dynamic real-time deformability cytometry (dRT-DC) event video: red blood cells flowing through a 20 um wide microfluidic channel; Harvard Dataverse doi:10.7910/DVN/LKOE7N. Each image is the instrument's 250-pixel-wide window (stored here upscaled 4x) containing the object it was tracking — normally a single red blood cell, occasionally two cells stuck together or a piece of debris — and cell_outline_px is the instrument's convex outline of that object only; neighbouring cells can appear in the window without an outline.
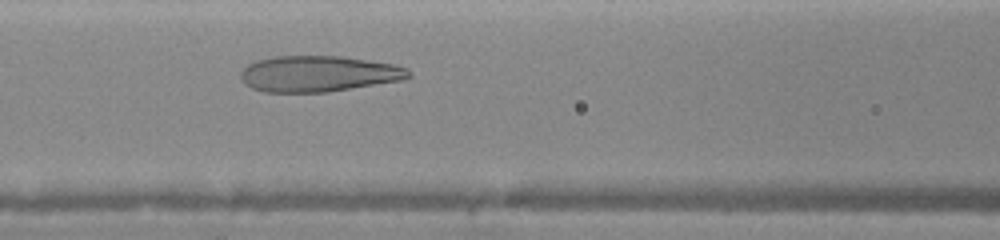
{"species": "human", "species_latin": "Homo sapiens", "temperature_condition": "warm", "stored_images_in_passage": 22, "camera_frame_rate_fps": 3000, "um_per_image_px": 0.085, "donor": {"sex": "female"}, "frame": {"image": 1, "passage_image": 10, "time_ms": 3.0, "image_size_px": [1000, 240], "cell_outline_px": [[412, 76], [404, 80], [328, 92], [264, 92], [252, 88], [244, 84], [240, 76], [240, 72], [248, 64], [256, 60], [276, 56], [340, 56], [392, 64], [408, 68], [412, 72]], "centroid_in_image_um": [27.08, 6.27], "position_along_channel_um": 139.5, "area_um2": 35.37}}
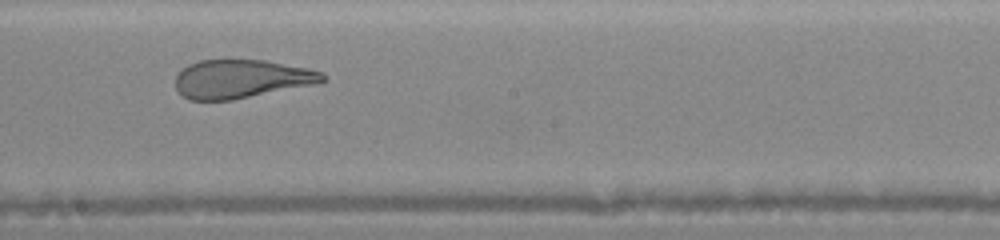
{"frame": {"image": 2, "passage_image": 14, "time_ms": 5.0, "image_size_px": [1000, 240], "cell_outline_px": [[328, 80], [312, 84], [232, 100], [188, 100], [176, 88], [176, 76], [188, 64], [200, 60], [264, 60], [308, 68], [320, 72]], "centroid_in_image_um": [20.48, 6.7], "position_along_channel_um": 227.7, "area_um2": 32.6}}
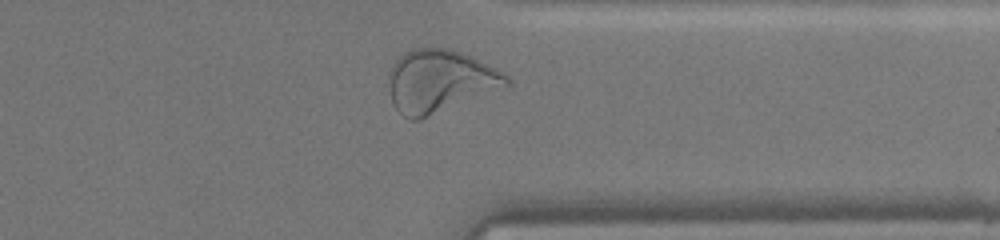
{"frame": {"image": 3, "passage_image": 21, "time_ms": 8.333, "image_size_px": [1000, 240], "cell_outline_px": [[512, 84], [504, 88], [420, 120], [408, 120], [396, 108], [392, 100], [388, 84], [388, 76], [392, 64], [404, 52], [412, 48], [448, 48], [472, 56], [504, 72], [512, 80]], "centroid_in_image_um": [37.41, 6.9], "position_along_channel_um": 374.0, "area_um2": 43.41}}